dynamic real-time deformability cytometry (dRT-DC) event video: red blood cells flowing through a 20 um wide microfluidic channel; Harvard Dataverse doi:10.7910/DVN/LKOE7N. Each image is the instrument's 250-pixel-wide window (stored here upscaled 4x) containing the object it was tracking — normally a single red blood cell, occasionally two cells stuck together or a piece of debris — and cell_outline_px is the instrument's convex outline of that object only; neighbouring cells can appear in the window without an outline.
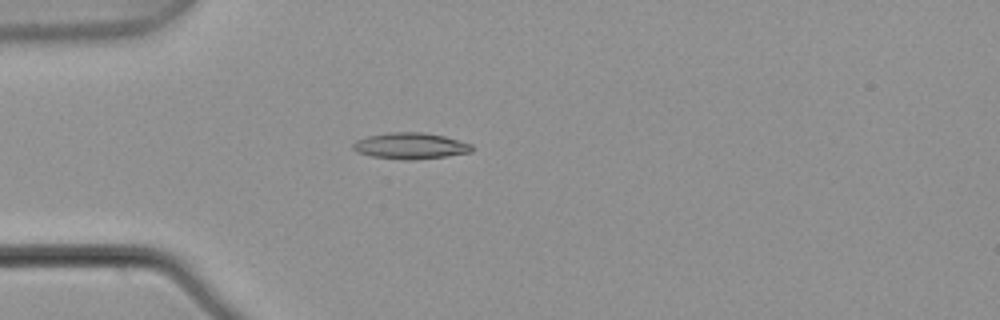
{"species": "common noctule bat (a hibernating species)", "species_latin": "Nyctalus noctula", "temperature_condition": "warm", "stored_images_in_passage": 5, "camera_frame_rate_fps": 3000, "um_per_image_px": 0.085, "animal": {"sex": "male", "body_mass_g": 21.5, "forearm_length_mm": 52.0}, "frame": {"image": 1, "passage_image": 4, "time_ms": 1.0, "image_size_px": [1000, 320], "cell_outline_px": [[476, 148], [472, 152], [444, 156], [408, 160], [404, 160], [372, 156], [356, 152], [352, 148], [352, 144], [356, 140], [368, 136], [392, 132], [420, 132], [444, 136], [472, 144]], "centroid_in_image_um": [34.89, 12.4], "position_along_channel_um": 50.1, "area_um2": 18.09}}